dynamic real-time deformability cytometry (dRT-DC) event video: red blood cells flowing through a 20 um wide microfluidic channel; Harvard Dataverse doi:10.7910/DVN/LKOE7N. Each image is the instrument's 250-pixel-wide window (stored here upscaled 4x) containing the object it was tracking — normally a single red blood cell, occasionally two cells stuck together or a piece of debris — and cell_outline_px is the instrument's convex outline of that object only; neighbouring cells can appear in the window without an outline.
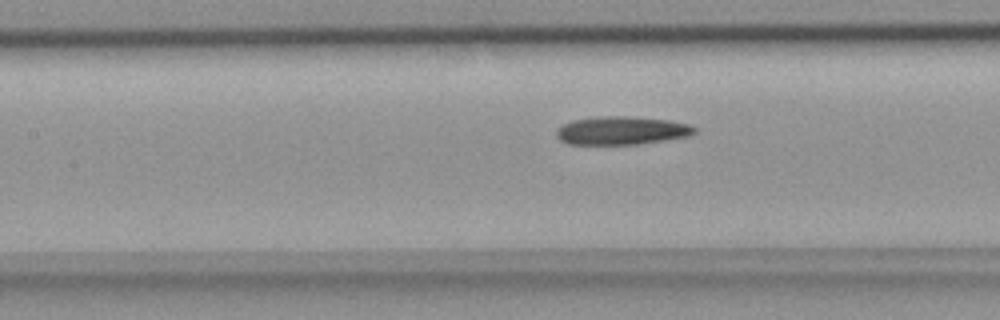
{"species": "common noctule bat (a hibernating species)", "species_latin": "Nyctalus noctula", "temperature_condition": "room temperature", "stored_images_in_passage": 37, "camera_frame_rate_fps": 3000, "um_per_image_px": 0.085, "animal": {"sex": "female", "body_mass_g": 18.4}, "frame": {"image": 1, "passage_image": 12, "time_ms": 3.667, "image_size_px": [1000, 320], "cell_outline_px": [[696, 132], [688, 136], [640, 144], [568, 144], [560, 140], [556, 136], [556, 128], [572, 120], [604, 116], [628, 116], [668, 120], [688, 124], [696, 128]], "centroid_in_image_um": [52.82, 11.1], "position_along_channel_um": 154.6, "area_um2": 22.66}}
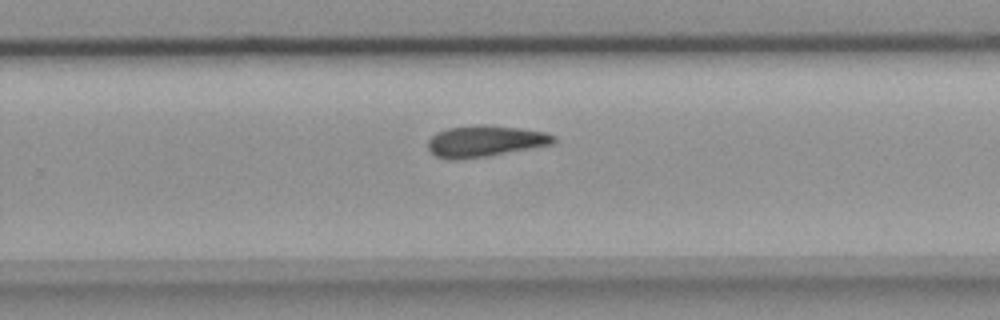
{"frame": {"image": 2, "passage_image": 22, "time_ms": 7.0, "image_size_px": [1000, 320], "cell_outline_px": [[556, 140], [552, 144], [488, 156], [456, 160], [448, 160], [436, 156], [428, 148], [428, 140], [436, 132], [448, 128], [476, 124], [488, 124], [520, 128], [544, 132], [556, 136]], "centroid_in_image_um": [41.21, 11.99], "position_along_channel_um": 288.6, "area_um2": 23.06}}
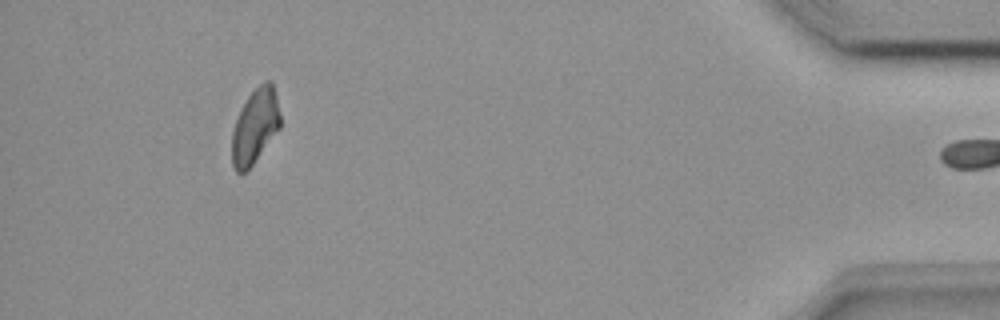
{"frame": {"image": 3, "passage_image": 36, "time_ms": 11.667, "image_size_px": [1000, 320], "cell_outline_px": [[280, 128], [252, 164], [244, 172], [236, 172], [232, 168], [232, 132], [236, 120], [248, 96], [264, 80], [272, 80], [276, 96], [280, 116]], "centroid_in_image_um": [21.68, 10.72], "position_along_channel_um": 413.5, "area_um2": 20.69}}